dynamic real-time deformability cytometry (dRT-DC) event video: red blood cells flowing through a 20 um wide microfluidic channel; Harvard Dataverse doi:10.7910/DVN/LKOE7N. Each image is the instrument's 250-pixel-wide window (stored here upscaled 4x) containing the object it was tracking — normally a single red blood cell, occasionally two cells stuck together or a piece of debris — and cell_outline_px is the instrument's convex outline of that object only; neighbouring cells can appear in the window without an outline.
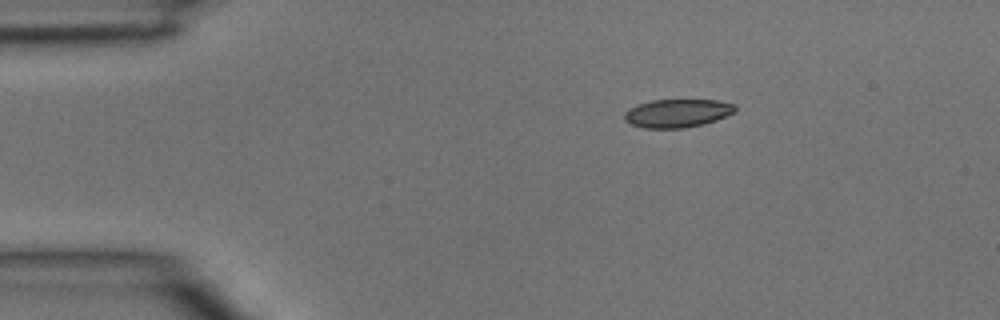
{"species": "common noctule bat (a hibernating species)", "species_latin": "Nyctalus noctula", "temperature_condition": "room temperature", "stored_images_in_passage": 5, "segment_of_instrument_passage": [2, 2], "camera_frame_rate_fps": 3000, "um_per_image_px": 0.085, "animal": {"sex": "male", "body_mass_g": 15.6}, "frame": {"image": 1, "passage_image": 5, "time_ms": 1.333, "image_size_px": [1000, 320], "cell_outline_px": [[736, 112], [716, 120], [704, 124], [684, 128], [644, 128], [632, 124], [624, 120], [624, 112], [628, 108], [652, 100], [716, 100], [736, 104]], "centroid_in_image_um": [57.59, 9.62], "position_along_channel_um": 27.4, "area_um2": 18.32}}